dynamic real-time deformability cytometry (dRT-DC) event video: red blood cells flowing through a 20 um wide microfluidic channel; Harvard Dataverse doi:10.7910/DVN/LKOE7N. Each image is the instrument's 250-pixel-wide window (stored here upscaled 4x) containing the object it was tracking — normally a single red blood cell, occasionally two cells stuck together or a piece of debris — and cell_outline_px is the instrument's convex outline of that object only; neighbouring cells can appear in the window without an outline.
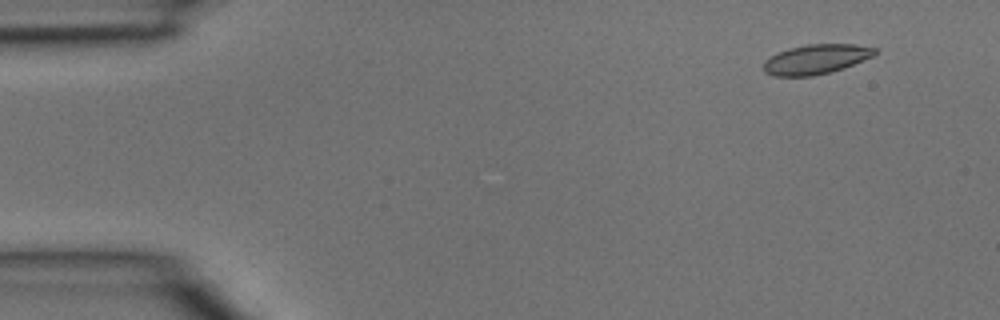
{"species": "common noctule bat (a hibernating species)", "species_latin": "Nyctalus noctula", "temperature_condition": "room temperature", "stored_images_in_passage": 3, "camera_frame_rate_fps": 3000, "um_per_image_px": 0.085, "animal": {"sex": "male", "body_mass_g": 15.6}, "frame": {"image": 1, "passage_image": 1, "time_ms": 0.0, "image_size_px": [1000, 320], "cell_outline_px": [[876, 52], [872, 56], [844, 68], [832, 72], [812, 76], [772, 76], [764, 72], [764, 60], [788, 48], [808, 44], [856, 44], [876, 48]], "centroid_in_image_um": [69.35, 5.04], "position_along_channel_um": 15.7, "area_um2": 19.19}}